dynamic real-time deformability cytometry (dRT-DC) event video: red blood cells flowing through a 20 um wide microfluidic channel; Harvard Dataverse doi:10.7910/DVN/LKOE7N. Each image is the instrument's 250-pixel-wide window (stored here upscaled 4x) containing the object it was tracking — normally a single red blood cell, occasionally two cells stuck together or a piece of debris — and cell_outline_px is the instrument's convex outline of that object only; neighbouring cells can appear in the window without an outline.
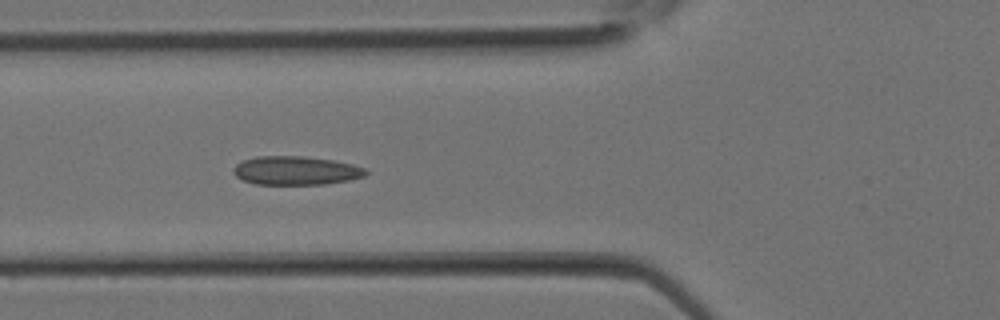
{"species": "Egyptian fruit bat (a non-hibernating species)", "species_latin": "Rousettus aegyptiacus", "temperature_condition": "room temperature", "stored_images_in_passage": 17, "camera_frame_rate_fps": 3000, "um_per_image_px": 0.085, "animal": {"sex": "female"}, "frame": {"image": 1, "passage_image": 8, "time_ms": 2.333, "image_size_px": [1000, 320], "cell_outline_px": [[368, 172], [364, 176], [348, 180], [324, 184], [256, 184], [244, 180], [236, 176], [232, 172], [232, 168], [236, 164], [244, 160], [256, 156], [300, 156], [332, 160], [352, 164], [364, 168]], "centroid_in_image_um": [25.12, 14.49], "position_along_channel_um": 100.7, "area_um2": 21.96}}
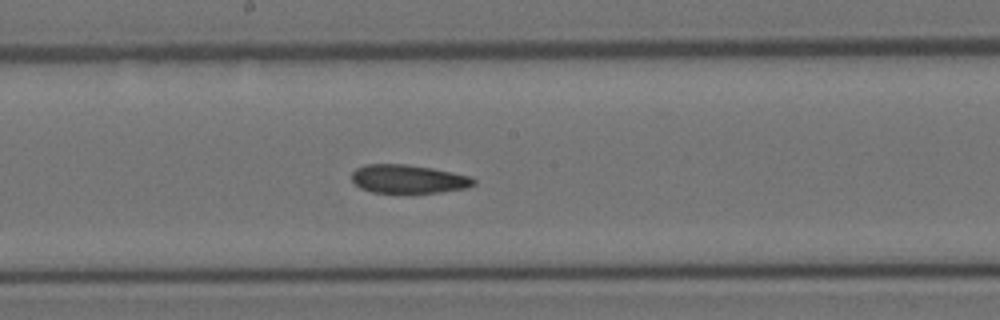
{"frame": {"image": 2, "passage_image": 13, "time_ms": 4.0, "image_size_px": [1000, 320], "cell_outline_px": [[476, 184], [468, 188], [440, 192], [372, 192], [360, 188], [352, 180], [352, 172], [356, 168], [364, 164], [404, 164], [432, 168], [472, 176], [476, 180]], "centroid_in_image_um": [34.73, 15.21], "position_along_channel_um": 213.5, "area_um2": 20.29}}
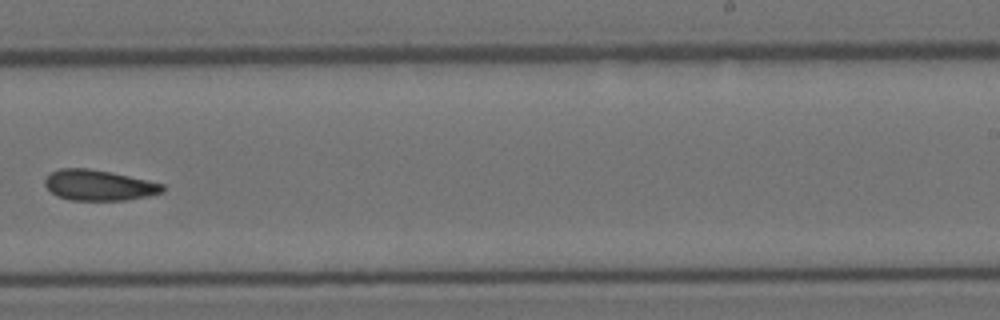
{"frame": {"image": 3, "passage_image": 16, "time_ms": 5.0, "image_size_px": [1000, 320], "cell_outline_px": [[164, 192], [148, 196], [128, 200], [72, 200], [56, 196], [44, 184], [44, 180], [52, 172], [60, 168], [88, 168], [112, 172], [148, 180], [164, 184]], "centroid_in_image_um": [8.42, 15.74], "position_along_channel_um": 280.6, "area_um2": 21.04}}